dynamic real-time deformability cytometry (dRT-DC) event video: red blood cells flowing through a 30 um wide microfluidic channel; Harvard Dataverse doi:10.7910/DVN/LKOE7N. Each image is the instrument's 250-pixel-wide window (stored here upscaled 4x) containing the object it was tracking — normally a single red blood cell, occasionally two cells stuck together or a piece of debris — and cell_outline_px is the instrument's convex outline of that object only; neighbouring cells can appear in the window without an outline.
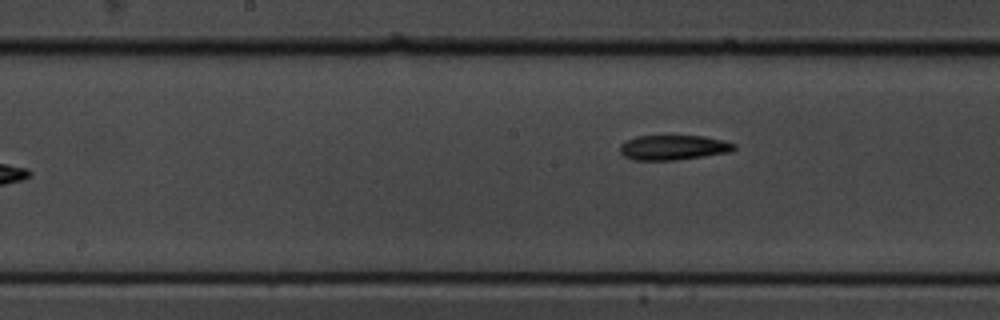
{"species": "common noctule bat (a hibernating species)", "species_latin": "Nyctalus noctula", "temperature_condition": "cold", "stored_images_in_passage": 9, "camera_frame_rate_fps": 3000, "um_per_image_px": 0.085, "animal": {"sex": "male", "body_mass_g": 19.5, "forearm_length_mm": 54.6}, "frame": {"image": 1, "passage_image": 9, "time_ms": 2.667, "image_size_px": [1000, 320], "cell_outline_px": [[736, 148], [732, 152], [676, 160], [632, 160], [624, 156], [620, 152], [620, 144], [624, 140], [636, 136], [704, 136], [724, 140], [736, 144]], "centroid_in_image_um": [57.23, 12.54], "position_along_channel_um": 191.0, "area_um2": 16.76}}